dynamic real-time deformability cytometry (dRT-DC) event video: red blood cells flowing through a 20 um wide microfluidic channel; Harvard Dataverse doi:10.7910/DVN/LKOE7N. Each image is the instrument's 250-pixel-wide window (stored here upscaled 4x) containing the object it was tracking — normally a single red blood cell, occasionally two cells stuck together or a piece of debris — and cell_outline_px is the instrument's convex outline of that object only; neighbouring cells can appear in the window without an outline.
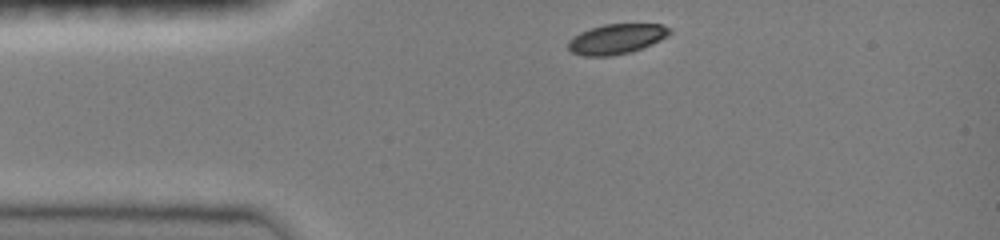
{"species": "common noctule bat (a hibernating species)", "species_latin": "Nyctalus noctula", "temperature_condition": "room temperature", "stored_images_in_passage": 33, "camera_frame_rate_fps": 3000, "um_per_image_px": 0.085, "animal": {"sex": "female", "body_mass_g": 19.0, "forearm_length_mm": 51.5}, "frame": {"image": 1, "passage_image": 1, "time_ms": 0.0, "image_size_px": [1000, 240], "cell_outline_px": [[672, 32], [668, 36], [652, 44], [632, 52], [612, 56], [584, 56], [572, 52], [568, 48], [568, 40], [580, 32], [604, 24], [660, 24], [672, 28]], "centroid_in_image_um": [52.43, 3.31], "position_along_channel_um": 32.6, "area_um2": 17.86}}
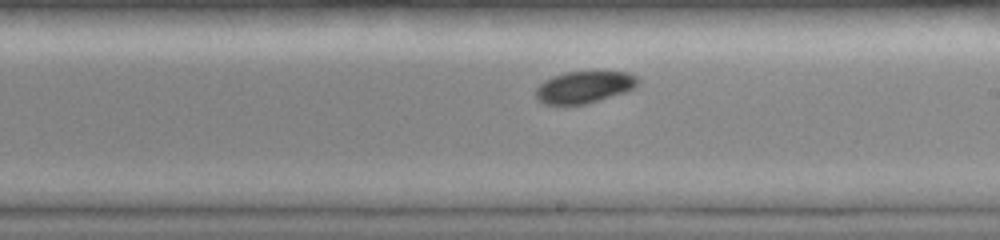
{"frame": {"image": 2, "passage_image": 19, "time_ms": 6.0, "image_size_px": [1000, 240], "cell_outline_px": [[640, 80], [632, 88], [624, 92], [588, 104], [544, 104], [536, 100], [536, 88], [544, 80], [552, 76], [568, 72], [628, 72], [636, 76]], "centroid_in_image_um": [49.62, 7.41], "position_along_channel_um": 239.4, "area_um2": 18.84}}
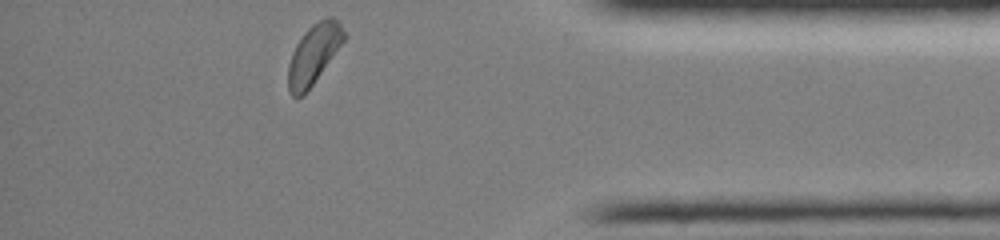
{"frame": {"image": 3, "passage_image": 33, "time_ms": 10.667, "image_size_px": [1000, 240], "cell_outline_px": [[344, 40], [312, 84], [300, 96], [292, 96], [288, 92], [288, 64], [292, 52], [296, 44], [304, 32], [312, 24], [328, 16], [332, 16], [340, 24], [344, 32]], "centroid_in_image_um": [26.63, 4.58], "position_along_channel_um": 408.6, "area_um2": 18.79}, "authors_computed_cell_mechanics": {"area_um2": 19.1896, "velocity_mm_per_s": 4.0075, "shape_relaxation_time_tau1_ms": 6.0369, "shape_relaxation_time_tau2_ms": null, "deformation_change_tau1": 0.1588, "deformation_change_tau2": null}}